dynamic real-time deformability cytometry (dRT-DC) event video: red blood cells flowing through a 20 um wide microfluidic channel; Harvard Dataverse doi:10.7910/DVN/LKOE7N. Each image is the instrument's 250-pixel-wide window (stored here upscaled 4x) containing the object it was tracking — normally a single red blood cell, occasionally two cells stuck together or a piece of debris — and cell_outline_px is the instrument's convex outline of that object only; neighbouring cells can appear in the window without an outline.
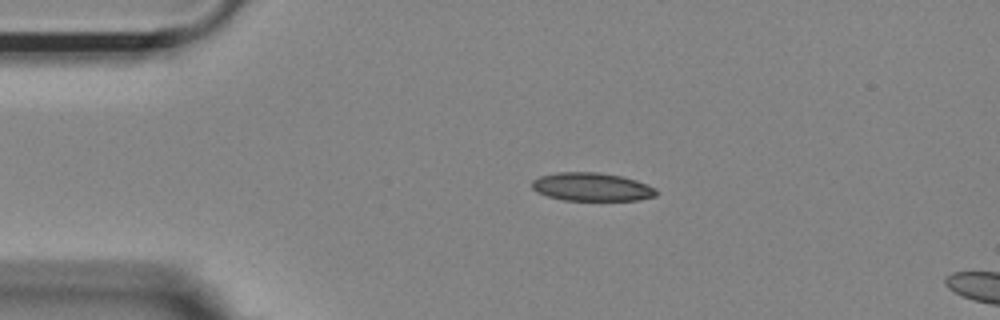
{"species": "Egyptian fruit bat (a non-hibernating species)", "species_latin": "Rousettus aegyptiacus", "temperature_condition": "room temperature", "stored_images_in_passage": 5, "camera_frame_rate_fps": 3000, "um_per_image_px": 0.085, "animal": {"sex": "female"}, "frame": {"image": 1, "passage_image": 1, "time_ms": 0.0, "image_size_px": [1000, 320], "cell_outline_px": [[660, 192], [656, 196], [640, 200], [564, 200], [548, 196], [536, 192], [532, 188], [532, 180], [540, 176], [556, 172], [596, 172], [620, 176], [636, 180], [656, 188]], "centroid_in_image_um": [50.31, 15.89], "position_along_channel_um": 34.7, "area_um2": 20.58}}